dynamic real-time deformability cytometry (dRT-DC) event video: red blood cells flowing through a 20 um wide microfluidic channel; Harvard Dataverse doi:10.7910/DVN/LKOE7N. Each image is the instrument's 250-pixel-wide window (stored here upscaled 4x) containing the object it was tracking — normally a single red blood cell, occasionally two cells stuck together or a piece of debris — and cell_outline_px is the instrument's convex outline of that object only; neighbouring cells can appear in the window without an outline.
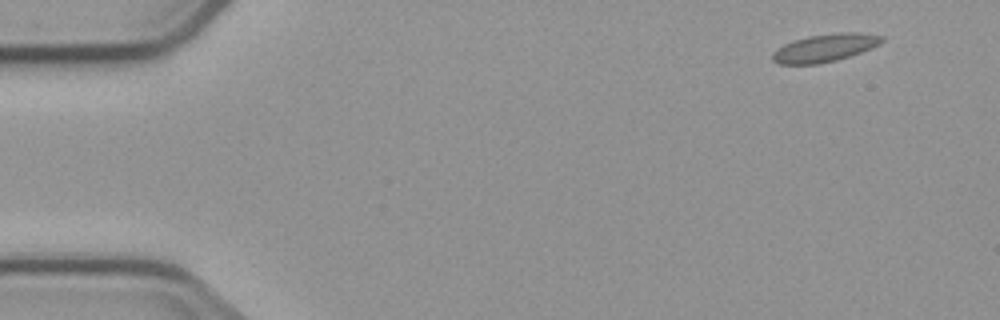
{"species": "common noctule bat (a hibernating species)", "species_latin": "Nyctalus noctula", "temperature_condition": "cold", "stored_images_in_passage": 4, "camera_frame_rate_fps": 3000, "um_per_image_px": 0.085, "animal": {"sex": "male", "body_mass_g": 23.1, "forearm_length_mm": 52.7}, "frame": {"image": 1, "passage_image": 1, "time_ms": 0.0, "image_size_px": [1000, 320], "cell_outline_px": [[884, 40], [880, 44], [872, 48], [836, 60], [816, 64], [780, 64], [772, 60], [772, 52], [776, 48], [792, 40], [808, 36], [840, 32], [860, 32], [884, 36]], "centroid_in_image_um": [70.11, 4.05], "position_along_channel_um": 14.9, "area_um2": 17.8}}
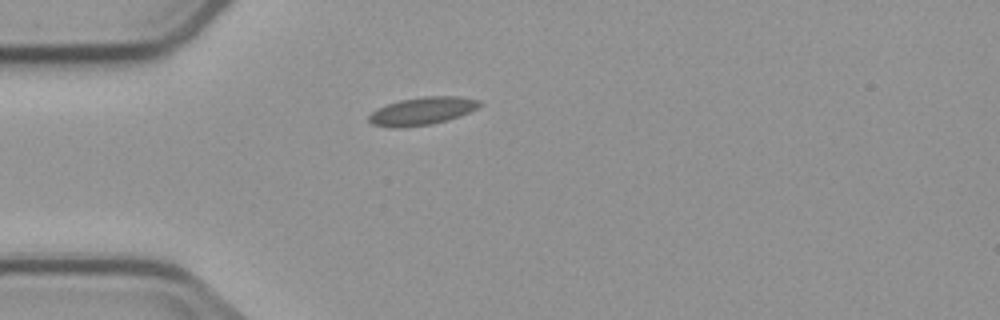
{"frame": {"image": 2, "passage_image": 4, "time_ms": 3.667, "image_size_px": [1000, 320], "cell_outline_px": [[484, 104], [460, 116], [448, 120], [432, 124], [396, 128], [392, 128], [372, 124], [368, 120], [368, 116], [376, 108], [400, 100], [424, 96], [460, 96], [480, 100]], "centroid_in_image_um": [35.89, 9.43], "position_along_channel_um": 49.1, "area_um2": 18.03}}